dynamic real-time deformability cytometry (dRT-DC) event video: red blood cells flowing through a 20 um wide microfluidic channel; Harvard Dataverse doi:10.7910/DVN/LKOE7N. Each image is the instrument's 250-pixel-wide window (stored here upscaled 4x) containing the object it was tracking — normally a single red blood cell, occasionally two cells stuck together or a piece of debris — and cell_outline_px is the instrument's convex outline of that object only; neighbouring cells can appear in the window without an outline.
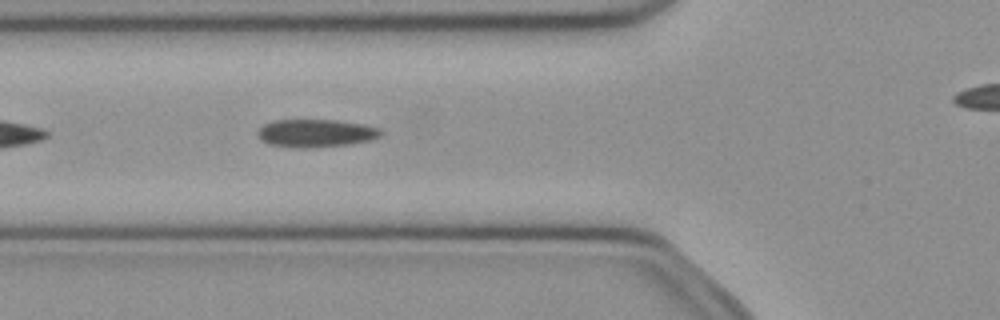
{"species": "common noctule bat (a hibernating species)", "species_latin": "Nyctalus noctula", "temperature_condition": "cold", "stored_images_in_passage": 26, "camera_frame_rate_fps": 3000, "um_per_image_px": 0.085, "animal": {"sex": "female", "body_mass_g": 21.9}, "frame": {"image": 1, "passage_image": 5, "time_ms": 1.333, "image_size_px": [1000, 320], "cell_outline_px": [[380, 136], [368, 140], [348, 144], [308, 148], [292, 148], [268, 144], [260, 140], [256, 132], [264, 124], [272, 120], [340, 120], [364, 124], [380, 128]], "centroid_in_image_um": [26.78, 11.32], "position_along_channel_um": 99.0, "area_um2": 20.11}}
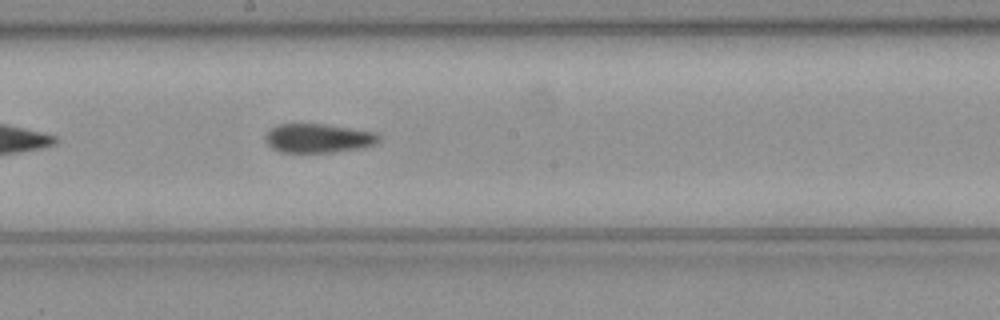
{"frame": {"image": 2, "passage_image": 14, "time_ms": 4.333, "image_size_px": [1000, 320], "cell_outline_px": [[380, 140], [364, 148], [332, 152], [280, 152], [272, 148], [268, 144], [264, 136], [272, 128], [280, 124], [324, 124], [376, 132], [380, 136]], "centroid_in_image_um": [27.06, 11.75], "position_along_channel_um": 221.1, "area_um2": 19.07}}
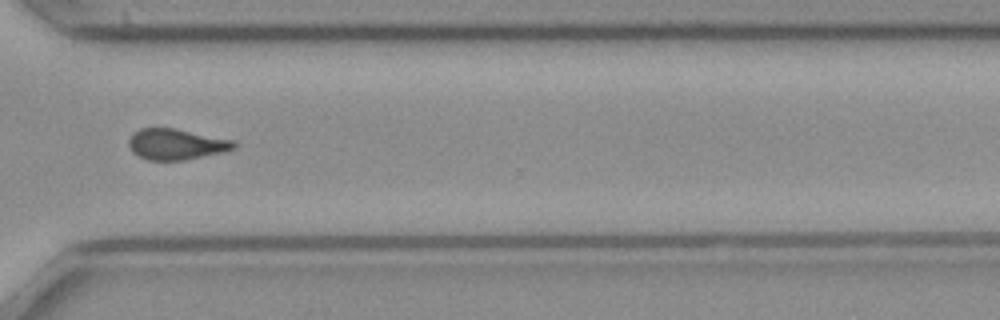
{"frame": {"image": 3, "passage_image": 24, "time_ms": 7.667, "image_size_px": [1000, 320], "cell_outline_px": [[236, 148], [220, 152], [184, 160], [148, 160], [132, 152], [128, 144], [128, 140], [140, 128], [176, 128], [236, 140]], "centroid_in_image_um": [15.0, 12.25], "position_along_channel_um": 355.6, "area_um2": 18.84}, "authors_computed_cell_mechanics": {"area_um2": 19.5364, "velocity_mm_per_s": 4.0494, "shape_relaxation_time_tau1_ms": null, "shape_relaxation_time_tau2_ms": 3.6589, "deformation_change_tau1": null, "deformation_change_tau2": 0.0888}}